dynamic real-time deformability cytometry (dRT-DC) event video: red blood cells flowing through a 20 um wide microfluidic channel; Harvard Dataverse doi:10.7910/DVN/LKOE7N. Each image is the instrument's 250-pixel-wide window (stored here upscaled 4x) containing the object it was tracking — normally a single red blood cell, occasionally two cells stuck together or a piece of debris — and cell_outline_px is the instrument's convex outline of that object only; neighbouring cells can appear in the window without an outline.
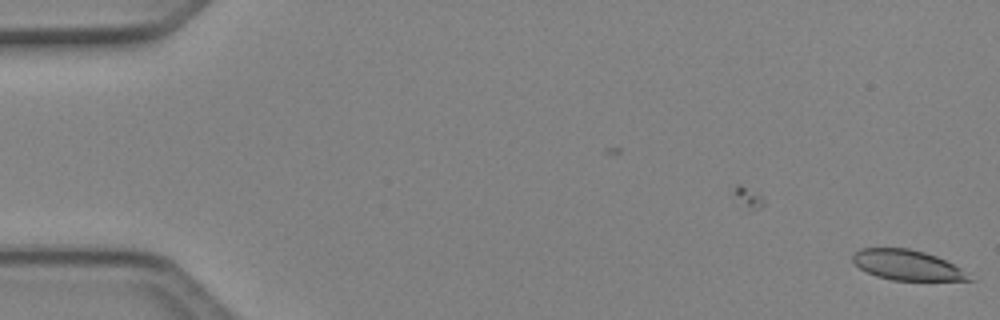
{"species": "Egyptian fruit bat (a non-hibernating species)", "species_latin": "Rousettus aegyptiacus", "temperature_condition": "cold", "stored_images_in_passage": 6, "camera_frame_rate_fps": 3000, "um_per_image_px": 0.085, "animal": {"sex": "female"}, "frame": {"image": 1, "passage_image": 6, "time_ms": 1.667, "image_size_px": [1000, 320], "cell_outline_px": [[976, 280], [892, 280], [876, 276], [860, 268], [852, 260], [852, 256], [860, 248], [908, 248], [924, 252], [936, 256], [960, 268]], "centroid_in_image_um": [77.09, 22.53], "position_along_channel_um": 7.9, "area_um2": 20.17}}